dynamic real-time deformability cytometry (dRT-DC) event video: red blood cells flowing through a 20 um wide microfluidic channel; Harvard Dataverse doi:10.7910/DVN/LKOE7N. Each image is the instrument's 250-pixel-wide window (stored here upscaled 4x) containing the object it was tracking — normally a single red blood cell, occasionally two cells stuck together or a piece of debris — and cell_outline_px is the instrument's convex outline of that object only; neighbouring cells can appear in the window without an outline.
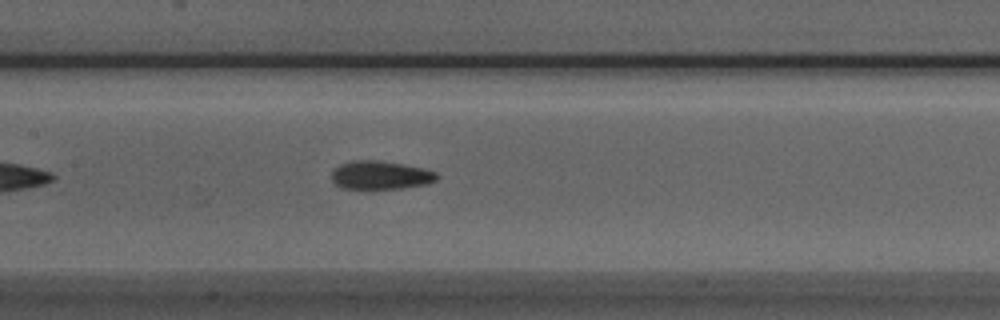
{"species": "Egyptian fruit bat (a non-hibernating species)", "species_latin": "Rousettus aegyptiacus", "temperature_condition": "room temperature", "stored_images_in_passage": 39, "camera_frame_rate_fps": 3000, "um_per_image_px": 0.085, "animal": {"sex": "male"}, "frame": {"image": 1, "passage_image": 13, "time_ms": 4.0, "image_size_px": [1000, 320], "cell_outline_px": [[440, 176], [436, 180], [428, 184], [372, 192], [340, 188], [332, 180], [332, 172], [340, 164], [352, 160], [380, 160], [424, 168], [436, 172]], "centroid_in_image_um": [32.32, 14.93], "position_along_channel_um": 175.1, "area_um2": 18.26}}
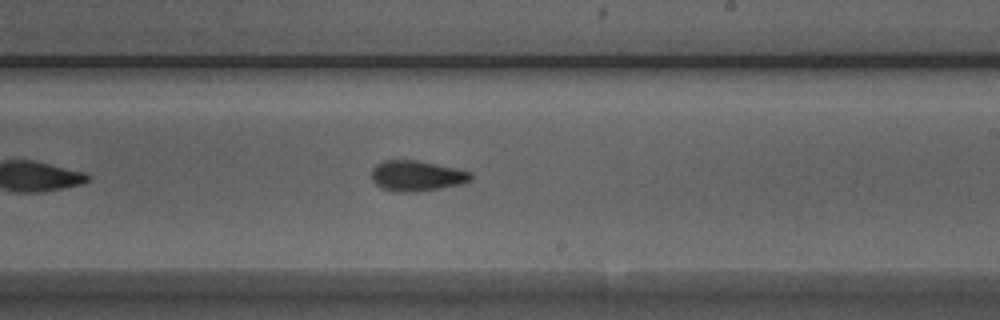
{"frame": {"image": 2, "passage_image": 19, "time_ms": 6.0, "image_size_px": [1000, 320], "cell_outline_px": [[472, 180], [460, 184], [440, 188], [416, 192], [396, 192], [384, 188], [376, 184], [372, 180], [372, 168], [376, 164], [384, 160], [416, 160], [456, 168], [472, 172]], "centroid_in_image_um": [35.42, 14.94], "position_along_channel_um": 253.6, "area_um2": 17.63}}
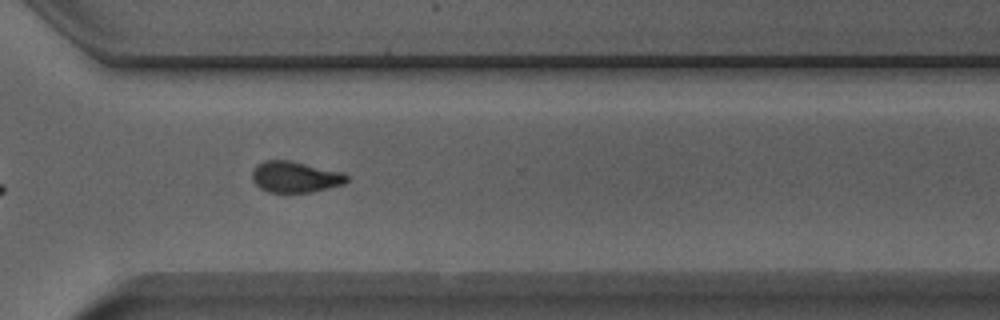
{"frame": {"image": 3, "passage_image": 26, "time_ms": 8.333, "image_size_px": [1000, 320], "cell_outline_px": [[348, 180], [344, 184], [312, 192], [268, 192], [260, 188], [252, 180], [252, 172], [260, 164], [268, 160], [288, 160], [344, 172], [348, 176]], "centroid_in_image_um": [25.13, 15.05], "position_along_channel_um": 345.5, "area_um2": 16.99}, "authors_computed_cell_mechanics": {"area_um2": 17.1666, "velocity_mm_per_s": 3.9426, "shape_relaxation_time_tau1_ms": 5.8753, "shape_relaxation_time_tau2_ms": 2.8742, "deformation_change_tau1": 0.1691, "deformation_change_tau2": 0.0941}}